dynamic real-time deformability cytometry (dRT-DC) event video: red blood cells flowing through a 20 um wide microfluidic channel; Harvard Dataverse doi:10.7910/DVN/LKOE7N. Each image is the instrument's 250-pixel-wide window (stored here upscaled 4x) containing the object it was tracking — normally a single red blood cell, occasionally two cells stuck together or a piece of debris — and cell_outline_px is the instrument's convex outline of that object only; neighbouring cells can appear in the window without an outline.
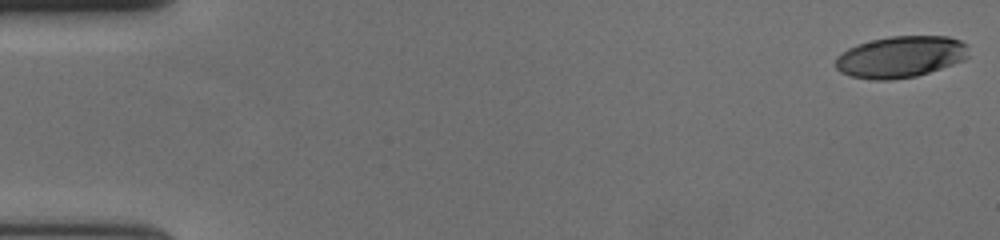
{"species": "human", "species_latin": "Homo sapiens", "temperature_condition": "cold", "stored_images_in_passage": 58, "camera_frame_rate_fps": 3000, "um_per_image_px": 0.085, "donor": {"sex": "female"}, "frame": {"image": 1, "passage_image": 1, "time_ms": 0.0, "image_size_px": [1000, 240], "cell_outline_px": [[968, 56], [964, 60], [916, 76], [892, 80], [872, 80], [848, 76], [840, 72], [836, 68], [836, 56], [848, 48], [872, 40], [888, 36], [948, 36], [960, 40], [968, 44]], "centroid_in_image_um": [76.54, 4.83], "position_along_channel_um": 8.5, "area_um2": 32.31}}
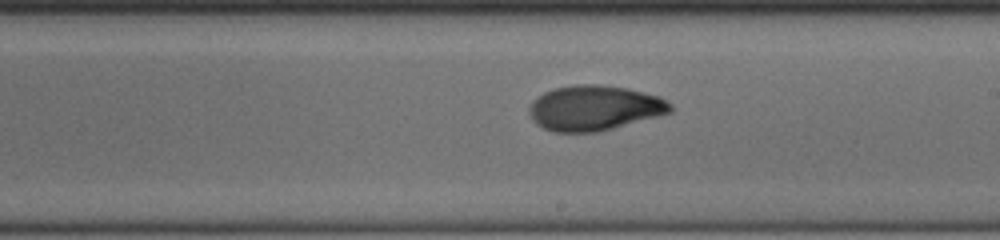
{"frame": {"image": 2, "passage_image": 34, "time_ms": 11.0, "image_size_px": [1000, 240], "cell_outline_px": [[672, 112], [612, 128], [596, 132], [552, 132], [536, 124], [532, 120], [528, 112], [528, 108], [532, 100], [544, 92], [556, 88], [576, 84], [600, 84], [628, 88], [660, 96], [668, 100], [672, 104]], "centroid_in_image_um": [50.51, 9.17], "position_along_channel_um": 238.5, "area_um2": 37.28}}
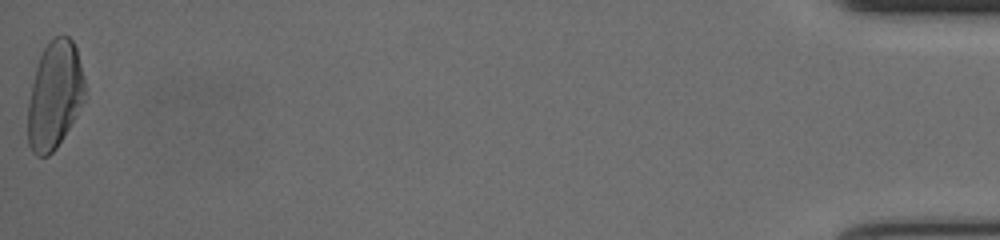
{"frame": {"image": 3, "passage_image": 58, "time_ms": 19.0, "image_size_px": [1000, 240], "cell_outline_px": [[84, 100], [68, 128], [56, 148], [48, 156], [36, 156], [32, 152], [28, 144], [28, 104], [32, 84], [36, 68], [40, 56], [44, 48], [56, 36], [68, 36], [72, 40], [76, 48], [84, 76]], "centroid_in_image_um": [4.63, 8.11], "position_along_channel_um": 430.6, "area_um2": 35.26}, "authors_computed_cell_mechanics": {"area_um2": 35.2869, "velocity_mm_per_s": 3.6515, "shape_relaxation_time_tau1_ms": 8.6741, "shape_relaxation_time_tau2_ms": 1.5304, "deformation_change_tau1": 0.2644, "deformation_change_tau2": 0.0613}}